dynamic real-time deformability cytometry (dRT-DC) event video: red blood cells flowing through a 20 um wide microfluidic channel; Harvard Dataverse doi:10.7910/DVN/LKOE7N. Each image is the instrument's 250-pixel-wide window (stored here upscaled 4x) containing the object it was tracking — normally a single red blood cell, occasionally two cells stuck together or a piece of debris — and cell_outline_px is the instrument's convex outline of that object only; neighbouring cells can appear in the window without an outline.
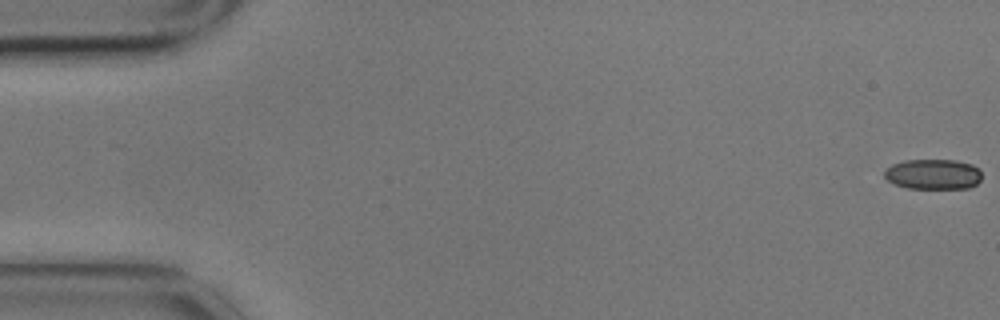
{"species": "common noctule bat (a hibernating species)", "species_latin": "Nyctalus noctula", "temperature_condition": "cold", "stored_images_in_passage": 7, "camera_frame_rate_fps": 3000, "um_per_image_px": 0.085, "animal": {"sex": "male", "body_mass_g": 17.9}, "frame": {"image": 1, "passage_image": 1, "time_ms": 0.0, "image_size_px": [1000, 320], "cell_outline_px": [[980, 180], [976, 184], [968, 188], [908, 188], [896, 184], [888, 180], [884, 176], [884, 172], [892, 164], [904, 160], [956, 160], [972, 164], [980, 168]], "centroid_in_image_um": [79.34, 14.8], "position_along_channel_um": 5.7, "area_um2": 17.11}}
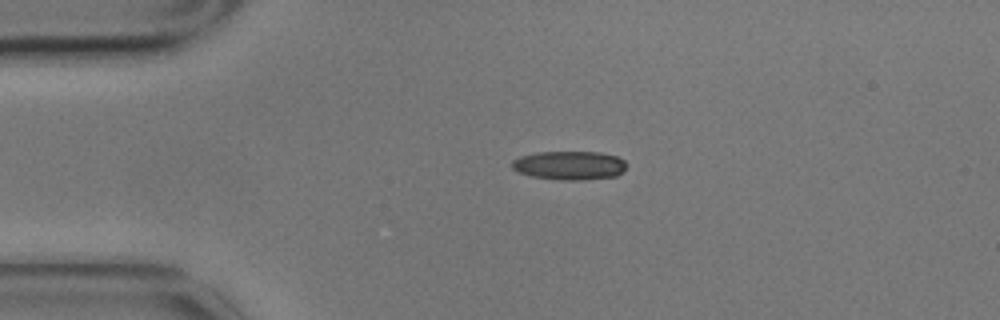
{"frame": {"image": 2, "passage_image": 4, "time_ms": 1.0, "image_size_px": [1000, 320], "cell_outline_px": [[628, 164], [624, 172], [616, 176], [584, 180], [560, 180], [532, 176], [520, 172], [512, 168], [512, 160], [520, 156], [540, 152], [600, 152], [616, 156], [624, 160]], "centroid_in_image_um": [48.46, 14.06], "position_along_channel_um": 36.5, "area_um2": 19.31}}
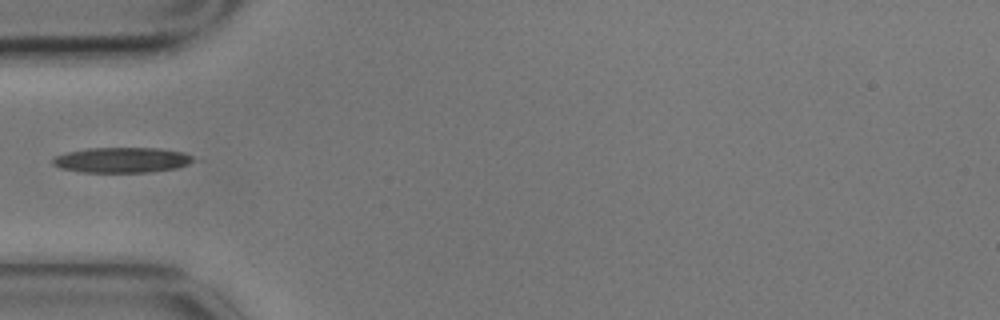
{"frame": {"image": 3, "passage_image": 5, "time_ms": 1.333, "image_size_px": [1000, 320], "cell_outline_px": [[200, 160], [176, 168], [144, 172], [80, 172], [60, 168], [52, 164], [52, 160], [56, 156], [68, 152], [88, 148], [160, 148], [184, 152]], "centroid_in_image_um": [10.4, 13.59], "position_along_channel_um": 74.6, "area_um2": 20.81}}